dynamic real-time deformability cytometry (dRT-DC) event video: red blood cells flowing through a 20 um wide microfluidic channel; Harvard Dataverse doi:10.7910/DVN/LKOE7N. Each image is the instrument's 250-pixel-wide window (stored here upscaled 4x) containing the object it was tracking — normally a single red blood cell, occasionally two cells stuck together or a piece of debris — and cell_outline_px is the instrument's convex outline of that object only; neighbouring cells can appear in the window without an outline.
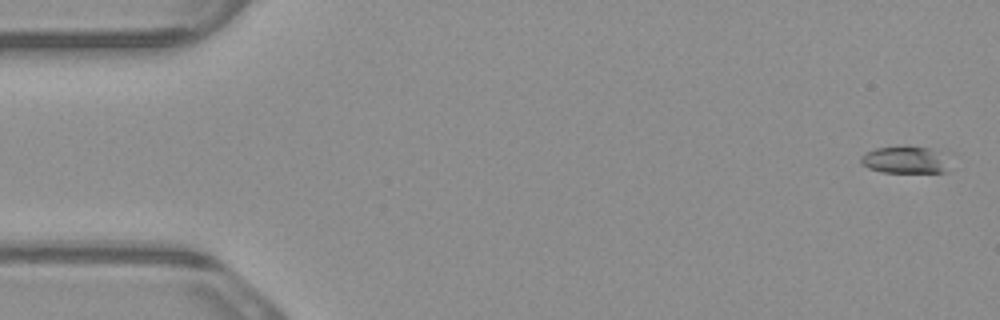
{"species": "common noctule bat (a hibernating species)", "species_latin": "Nyctalus noctula", "temperature_condition": "warm", "stored_images_in_passage": 4, "camera_frame_rate_fps": 3000, "um_per_image_px": 0.085, "animal": {"sex": "male", "body_mass_g": 23.1, "forearm_length_mm": 52.7}, "frame": {"image": 1, "passage_image": 1, "time_ms": 0.0, "image_size_px": [1000, 320], "cell_outline_px": [[944, 172], [884, 172], [868, 168], [860, 164], [860, 156], [864, 152], [876, 148], [928, 148], [936, 152], [940, 156]], "centroid_in_image_um": [76.7, 13.61], "position_along_channel_um": 8.3, "area_um2": 12.89}}
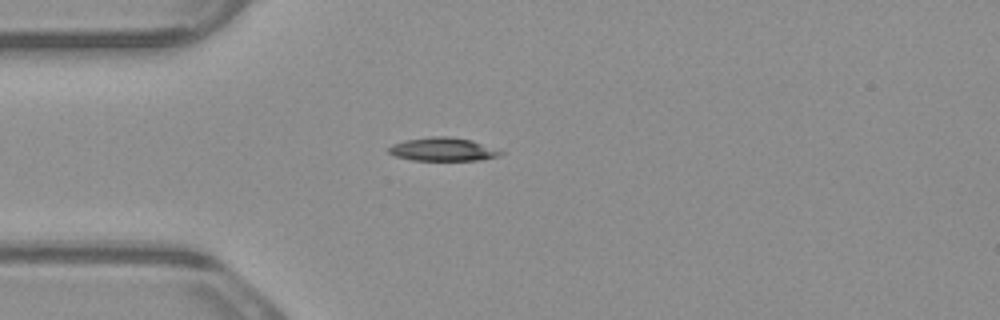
{"frame": {"image": 2, "passage_image": 4, "time_ms": 1.0, "image_size_px": [1000, 320], "cell_outline_px": [[504, 152], [500, 156], [480, 160], [412, 160], [396, 156], [388, 152], [388, 148], [392, 144], [404, 140], [432, 136], [448, 136], [472, 140]], "centroid_in_image_um": [37.63, 12.69], "position_along_channel_um": 47.4, "area_um2": 15.2}}